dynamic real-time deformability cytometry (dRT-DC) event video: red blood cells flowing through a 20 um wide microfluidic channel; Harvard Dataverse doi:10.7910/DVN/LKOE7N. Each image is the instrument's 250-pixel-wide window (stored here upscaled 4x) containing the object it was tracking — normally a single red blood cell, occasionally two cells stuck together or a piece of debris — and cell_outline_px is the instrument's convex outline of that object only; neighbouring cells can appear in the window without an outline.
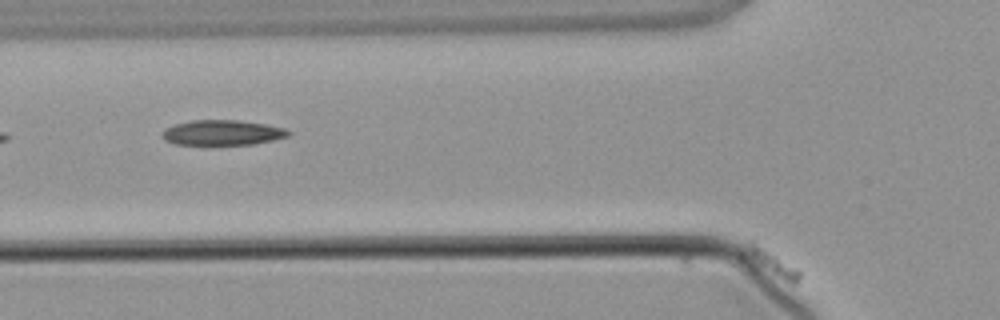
{"species": "common noctule bat (a hibernating species)", "species_latin": "Nyctalus noctula", "temperature_condition": "warm", "stored_images_in_passage": 3, "segment_of_instrument_passage": [2, 2], "camera_frame_rate_fps": 3000, "um_per_image_px": 0.085, "animal": {"sex": "male", "body_mass_g": 21.5, "forearm_length_mm": 52.0}, "frame": {"image": 1, "passage_image": 3, "time_ms": 2.333, "image_size_px": [1000, 320], "cell_outline_px": [[800, 280], [796, 284], [792, 284], [752, 272], [736, 256], [736, 244], [748, 240], [752, 240], [796, 268], [800, 272]], "centroid_in_image_um": [65.12, 22.33], "position_along_channel_um": 60.7, "area_um2": 10.75}}